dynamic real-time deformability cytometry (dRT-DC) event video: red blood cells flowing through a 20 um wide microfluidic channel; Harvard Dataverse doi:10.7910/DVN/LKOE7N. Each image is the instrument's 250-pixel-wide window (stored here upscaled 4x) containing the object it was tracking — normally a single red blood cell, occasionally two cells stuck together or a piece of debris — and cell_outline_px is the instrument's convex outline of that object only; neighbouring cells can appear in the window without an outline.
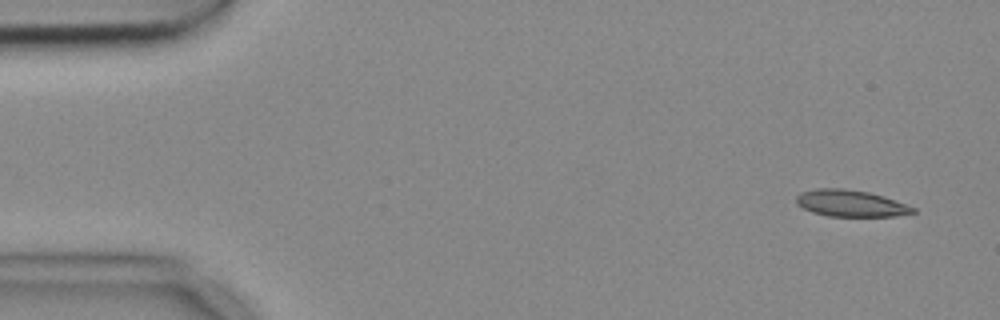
{"species": "common noctule bat (a hibernating species)", "species_latin": "Nyctalus noctula", "temperature_condition": "cold", "stored_images_in_passage": 4, "camera_frame_rate_fps": 3000, "um_per_image_px": 0.085, "animal": {"sex": "female", "body_mass_g": 18.4}, "frame": {"image": 1, "passage_image": 1, "time_ms": 0.0, "image_size_px": [1000, 320], "cell_outline_px": [[916, 212], [896, 216], [828, 216], [812, 212], [796, 204], [796, 196], [800, 192], [816, 188], [844, 188], [868, 192], [884, 196], [916, 208]], "centroid_in_image_um": [72.29, 17.28], "position_along_channel_um": 12.7, "area_um2": 18.15}}
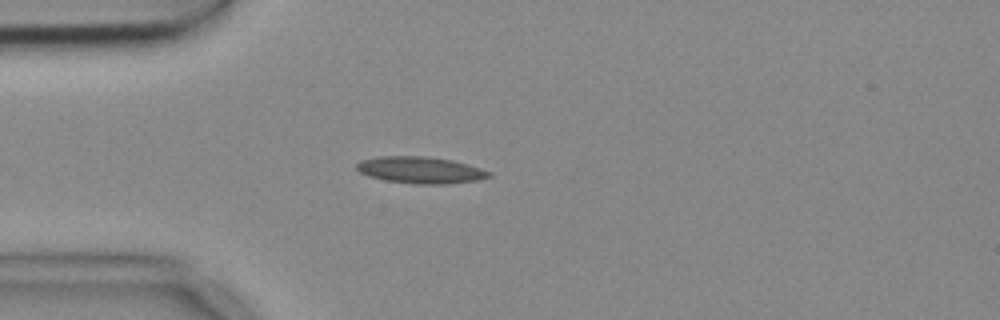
{"frame": {"image": 2, "passage_image": 4, "time_ms": 1.0, "image_size_px": [1000, 320], "cell_outline_px": [[492, 176], [476, 180], [448, 184], [416, 184], [384, 180], [368, 176], [360, 172], [356, 168], [356, 164], [360, 160], [380, 156], [424, 156], [452, 160], [468, 164], [492, 172]], "centroid_in_image_um": [35.73, 14.45], "position_along_channel_um": 49.3, "area_um2": 20.63}}